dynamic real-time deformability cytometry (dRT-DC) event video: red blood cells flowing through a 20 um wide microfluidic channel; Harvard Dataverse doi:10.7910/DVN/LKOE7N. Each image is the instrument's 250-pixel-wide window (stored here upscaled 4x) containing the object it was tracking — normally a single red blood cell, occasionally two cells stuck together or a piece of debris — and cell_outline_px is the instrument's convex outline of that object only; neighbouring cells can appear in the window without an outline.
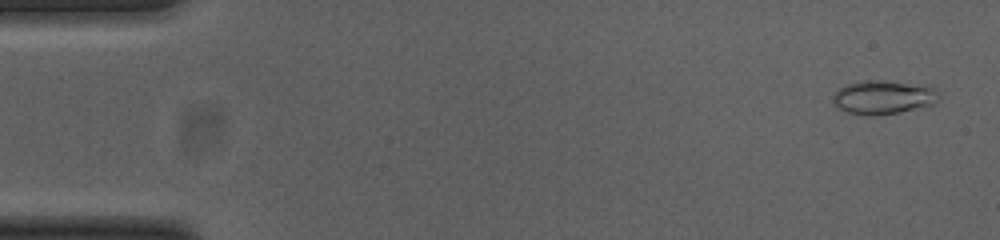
{"species": "common noctule bat (a hibernating species)", "species_latin": "Nyctalus noctula", "temperature_condition": "cold", "stored_images_in_passage": 52, "camera_frame_rate_fps": 3000, "um_per_image_px": 0.085, "animal": {"sex": "female", "body_mass_g": 23.0, "forearm_length_mm": 53.4}, "frame": {"image": 1, "passage_image": 2, "time_ms": 0.333, "image_size_px": [1000, 240], "cell_outline_px": [[940, 100], [936, 104], [900, 112], [872, 116], [868, 116], [848, 112], [840, 108], [832, 100], [832, 96], [840, 88], [848, 84], [864, 80], [884, 80], [928, 84], [940, 92]], "centroid_in_image_um": [75.19, 8.25], "position_along_channel_um": 9.8, "area_um2": 21.27}}
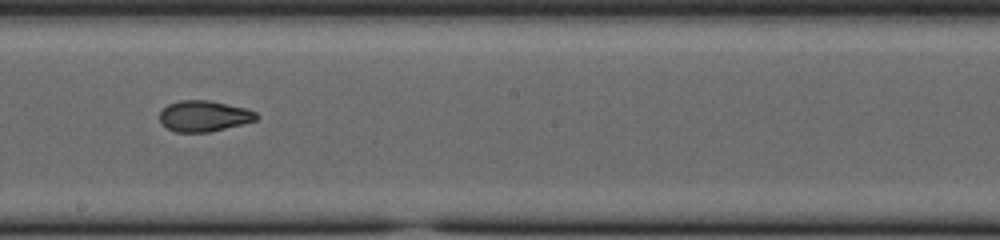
{"frame": {"image": 2, "passage_image": 29, "time_ms": 9.333, "image_size_px": [1000, 240], "cell_outline_px": [[260, 116], [256, 120], [208, 132], [176, 132], [168, 128], [160, 120], [160, 112], [168, 104], [180, 100], [208, 100], [244, 108], [256, 112]], "centroid_in_image_um": [17.33, 9.86], "position_along_channel_um": 230.9, "area_um2": 17.11}}
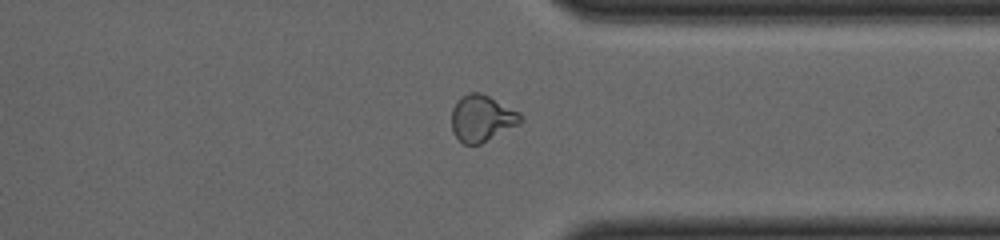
{"frame": {"image": 3, "passage_image": 40, "time_ms": 13.0, "image_size_px": [1000, 240], "cell_outline_px": [[524, 120], [520, 124], [480, 144], [464, 144], [452, 132], [452, 108], [460, 96], [468, 92], [480, 92], [520, 112]], "centroid_in_image_um": [40.96, 10.05], "position_along_channel_um": 370.4, "area_um2": 18.73}, "authors_computed_cell_mechanics": {"area_um2": 18.4093, "velocity_mm_per_s": 3.8722, "shape_relaxation_time_tau1_ms": 5.8924, "shape_relaxation_time_tau2_ms": 1.5393, "deformation_change_tau1": 0.1858, "deformation_change_tau2": 0.0714}}